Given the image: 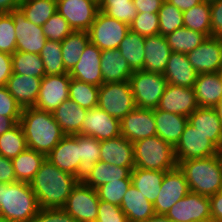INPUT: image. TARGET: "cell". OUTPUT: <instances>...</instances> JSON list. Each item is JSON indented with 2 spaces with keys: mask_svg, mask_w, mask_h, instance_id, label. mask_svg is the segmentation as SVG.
I'll list each match as a JSON object with an SVG mask.
<instances>
[{
  "mask_svg": "<svg viewBox=\"0 0 222 222\" xmlns=\"http://www.w3.org/2000/svg\"><path fill=\"white\" fill-rule=\"evenodd\" d=\"M13 73L12 55L0 52V86H6Z\"/></svg>",
  "mask_w": 222,
  "mask_h": 222,
  "instance_id": "obj_55",
  "label": "cell"
},
{
  "mask_svg": "<svg viewBox=\"0 0 222 222\" xmlns=\"http://www.w3.org/2000/svg\"><path fill=\"white\" fill-rule=\"evenodd\" d=\"M172 52L187 54L197 48L207 36L201 32L181 27L165 36Z\"/></svg>",
  "mask_w": 222,
  "mask_h": 222,
  "instance_id": "obj_37",
  "label": "cell"
},
{
  "mask_svg": "<svg viewBox=\"0 0 222 222\" xmlns=\"http://www.w3.org/2000/svg\"><path fill=\"white\" fill-rule=\"evenodd\" d=\"M27 149L26 138L18 123L11 130L0 136V155L12 159Z\"/></svg>",
  "mask_w": 222,
  "mask_h": 222,
  "instance_id": "obj_45",
  "label": "cell"
},
{
  "mask_svg": "<svg viewBox=\"0 0 222 222\" xmlns=\"http://www.w3.org/2000/svg\"><path fill=\"white\" fill-rule=\"evenodd\" d=\"M183 23L187 29L201 32L211 37V11L210 4L201 2L183 12Z\"/></svg>",
  "mask_w": 222,
  "mask_h": 222,
  "instance_id": "obj_40",
  "label": "cell"
},
{
  "mask_svg": "<svg viewBox=\"0 0 222 222\" xmlns=\"http://www.w3.org/2000/svg\"><path fill=\"white\" fill-rule=\"evenodd\" d=\"M98 107L119 120L136 108L129 81L103 83L99 87Z\"/></svg>",
  "mask_w": 222,
  "mask_h": 222,
  "instance_id": "obj_7",
  "label": "cell"
},
{
  "mask_svg": "<svg viewBox=\"0 0 222 222\" xmlns=\"http://www.w3.org/2000/svg\"><path fill=\"white\" fill-rule=\"evenodd\" d=\"M186 55L198 74L220 72L222 71V37H207Z\"/></svg>",
  "mask_w": 222,
  "mask_h": 222,
  "instance_id": "obj_16",
  "label": "cell"
},
{
  "mask_svg": "<svg viewBox=\"0 0 222 222\" xmlns=\"http://www.w3.org/2000/svg\"><path fill=\"white\" fill-rule=\"evenodd\" d=\"M12 65L15 74L41 79L46 75L43 61L38 54L16 51L12 54Z\"/></svg>",
  "mask_w": 222,
  "mask_h": 222,
  "instance_id": "obj_41",
  "label": "cell"
},
{
  "mask_svg": "<svg viewBox=\"0 0 222 222\" xmlns=\"http://www.w3.org/2000/svg\"><path fill=\"white\" fill-rule=\"evenodd\" d=\"M14 20L16 32V51L40 54L48 40L45 37L43 27L35 25L18 8L9 12Z\"/></svg>",
  "mask_w": 222,
  "mask_h": 222,
  "instance_id": "obj_14",
  "label": "cell"
},
{
  "mask_svg": "<svg viewBox=\"0 0 222 222\" xmlns=\"http://www.w3.org/2000/svg\"><path fill=\"white\" fill-rule=\"evenodd\" d=\"M89 42L87 31H72L62 42V56L65 69L69 72L78 62Z\"/></svg>",
  "mask_w": 222,
  "mask_h": 222,
  "instance_id": "obj_38",
  "label": "cell"
},
{
  "mask_svg": "<svg viewBox=\"0 0 222 222\" xmlns=\"http://www.w3.org/2000/svg\"><path fill=\"white\" fill-rule=\"evenodd\" d=\"M166 1L174 5L182 12L189 10L193 6H196L201 2H203L202 0H166Z\"/></svg>",
  "mask_w": 222,
  "mask_h": 222,
  "instance_id": "obj_59",
  "label": "cell"
},
{
  "mask_svg": "<svg viewBox=\"0 0 222 222\" xmlns=\"http://www.w3.org/2000/svg\"><path fill=\"white\" fill-rule=\"evenodd\" d=\"M19 9L26 19L43 26L57 12V0H21Z\"/></svg>",
  "mask_w": 222,
  "mask_h": 222,
  "instance_id": "obj_39",
  "label": "cell"
},
{
  "mask_svg": "<svg viewBox=\"0 0 222 222\" xmlns=\"http://www.w3.org/2000/svg\"><path fill=\"white\" fill-rule=\"evenodd\" d=\"M99 87L74 78L69 83V98L87 110L98 107Z\"/></svg>",
  "mask_w": 222,
  "mask_h": 222,
  "instance_id": "obj_42",
  "label": "cell"
},
{
  "mask_svg": "<svg viewBox=\"0 0 222 222\" xmlns=\"http://www.w3.org/2000/svg\"><path fill=\"white\" fill-rule=\"evenodd\" d=\"M211 208V220L222 222V188L212 196H209Z\"/></svg>",
  "mask_w": 222,
  "mask_h": 222,
  "instance_id": "obj_58",
  "label": "cell"
},
{
  "mask_svg": "<svg viewBox=\"0 0 222 222\" xmlns=\"http://www.w3.org/2000/svg\"><path fill=\"white\" fill-rule=\"evenodd\" d=\"M41 78L12 73L6 87L23 108L34 107L41 87Z\"/></svg>",
  "mask_w": 222,
  "mask_h": 222,
  "instance_id": "obj_26",
  "label": "cell"
},
{
  "mask_svg": "<svg viewBox=\"0 0 222 222\" xmlns=\"http://www.w3.org/2000/svg\"><path fill=\"white\" fill-rule=\"evenodd\" d=\"M175 222H206L211 220L208 196L189 192L177 201L165 214Z\"/></svg>",
  "mask_w": 222,
  "mask_h": 222,
  "instance_id": "obj_11",
  "label": "cell"
},
{
  "mask_svg": "<svg viewBox=\"0 0 222 222\" xmlns=\"http://www.w3.org/2000/svg\"><path fill=\"white\" fill-rule=\"evenodd\" d=\"M40 207L30 183H0V216L11 222H31Z\"/></svg>",
  "mask_w": 222,
  "mask_h": 222,
  "instance_id": "obj_4",
  "label": "cell"
},
{
  "mask_svg": "<svg viewBox=\"0 0 222 222\" xmlns=\"http://www.w3.org/2000/svg\"><path fill=\"white\" fill-rule=\"evenodd\" d=\"M206 222H220V221H213V220H209V221H206Z\"/></svg>",
  "mask_w": 222,
  "mask_h": 222,
  "instance_id": "obj_67",
  "label": "cell"
},
{
  "mask_svg": "<svg viewBox=\"0 0 222 222\" xmlns=\"http://www.w3.org/2000/svg\"><path fill=\"white\" fill-rule=\"evenodd\" d=\"M46 159L60 170L75 176L80 165L79 134L65 135Z\"/></svg>",
  "mask_w": 222,
  "mask_h": 222,
  "instance_id": "obj_21",
  "label": "cell"
},
{
  "mask_svg": "<svg viewBox=\"0 0 222 222\" xmlns=\"http://www.w3.org/2000/svg\"><path fill=\"white\" fill-rule=\"evenodd\" d=\"M99 202L96 189L78 182L73 187L63 209L77 222H96Z\"/></svg>",
  "mask_w": 222,
  "mask_h": 222,
  "instance_id": "obj_9",
  "label": "cell"
},
{
  "mask_svg": "<svg viewBox=\"0 0 222 222\" xmlns=\"http://www.w3.org/2000/svg\"><path fill=\"white\" fill-rule=\"evenodd\" d=\"M164 0H133L137 13H158Z\"/></svg>",
  "mask_w": 222,
  "mask_h": 222,
  "instance_id": "obj_57",
  "label": "cell"
},
{
  "mask_svg": "<svg viewBox=\"0 0 222 222\" xmlns=\"http://www.w3.org/2000/svg\"><path fill=\"white\" fill-rule=\"evenodd\" d=\"M99 11L93 0H57V12L73 31H88Z\"/></svg>",
  "mask_w": 222,
  "mask_h": 222,
  "instance_id": "obj_13",
  "label": "cell"
},
{
  "mask_svg": "<svg viewBox=\"0 0 222 222\" xmlns=\"http://www.w3.org/2000/svg\"><path fill=\"white\" fill-rule=\"evenodd\" d=\"M81 135L91 136L99 141L119 137L120 120L99 107L89 109L82 123Z\"/></svg>",
  "mask_w": 222,
  "mask_h": 222,
  "instance_id": "obj_18",
  "label": "cell"
},
{
  "mask_svg": "<svg viewBox=\"0 0 222 222\" xmlns=\"http://www.w3.org/2000/svg\"><path fill=\"white\" fill-rule=\"evenodd\" d=\"M133 151L136 168L170 171L177 167L174 147L158 135L134 142Z\"/></svg>",
  "mask_w": 222,
  "mask_h": 222,
  "instance_id": "obj_5",
  "label": "cell"
},
{
  "mask_svg": "<svg viewBox=\"0 0 222 222\" xmlns=\"http://www.w3.org/2000/svg\"><path fill=\"white\" fill-rule=\"evenodd\" d=\"M21 0H0V13H9L18 9Z\"/></svg>",
  "mask_w": 222,
  "mask_h": 222,
  "instance_id": "obj_61",
  "label": "cell"
},
{
  "mask_svg": "<svg viewBox=\"0 0 222 222\" xmlns=\"http://www.w3.org/2000/svg\"><path fill=\"white\" fill-rule=\"evenodd\" d=\"M198 107L194 88L167 84L157 108L188 117Z\"/></svg>",
  "mask_w": 222,
  "mask_h": 222,
  "instance_id": "obj_19",
  "label": "cell"
},
{
  "mask_svg": "<svg viewBox=\"0 0 222 222\" xmlns=\"http://www.w3.org/2000/svg\"><path fill=\"white\" fill-rule=\"evenodd\" d=\"M131 184V179H121L101 185L96 188L98 198L102 201L120 206L123 196Z\"/></svg>",
  "mask_w": 222,
  "mask_h": 222,
  "instance_id": "obj_47",
  "label": "cell"
},
{
  "mask_svg": "<svg viewBox=\"0 0 222 222\" xmlns=\"http://www.w3.org/2000/svg\"><path fill=\"white\" fill-rule=\"evenodd\" d=\"M80 165L75 174L78 182H83L100 161V141L91 136L79 134Z\"/></svg>",
  "mask_w": 222,
  "mask_h": 222,
  "instance_id": "obj_34",
  "label": "cell"
},
{
  "mask_svg": "<svg viewBox=\"0 0 222 222\" xmlns=\"http://www.w3.org/2000/svg\"><path fill=\"white\" fill-rule=\"evenodd\" d=\"M17 182L14 173L12 160L0 155V183H15Z\"/></svg>",
  "mask_w": 222,
  "mask_h": 222,
  "instance_id": "obj_56",
  "label": "cell"
},
{
  "mask_svg": "<svg viewBox=\"0 0 222 222\" xmlns=\"http://www.w3.org/2000/svg\"><path fill=\"white\" fill-rule=\"evenodd\" d=\"M129 30L128 24L109 17L99 10L87 32L89 41L103 51L118 49Z\"/></svg>",
  "mask_w": 222,
  "mask_h": 222,
  "instance_id": "obj_8",
  "label": "cell"
},
{
  "mask_svg": "<svg viewBox=\"0 0 222 222\" xmlns=\"http://www.w3.org/2000/svg\"><path fill=\"white\" fill-rule=\"evenodd\" d=\"M137 108L157 109L168 82L161 73L136 70L129 79Z\"/></svg>",
  "mask_w": 222,
  "mask_h": 222,
  "instance_id": "obj_6",
  "label": "cell"
},
{
  "mask_svg": "<svg viewBox=\"0 0 222 222\" xmlns=\"http://www.w3.org/2000/svg\"><path fill=\"white\" fill-rule=\"evenodd\" d=\"M211 36L222 37V0L210 4Z\"/></svg>",
  "mask_w": 222,
  "mask_h": 222,
  "instance_id": "obj_54",
  "label": "cell"
},
{
  "mask_svg": "<svg viewBox=\"0 0 222 222\" xmlns=\"http://www.w3.org/2000/svg\"><path fill=\"white\" fill-rule=\"evenodd\" d=\"M100 68L103 83L129 81L134 72L119 49L103 50Z\"/></svg>",
  "mask_w": 222,
  "mask_h": 222,
  "instance_id": "obj_28",
  "label": "cell"
},
{
  "mask_svg": "<svg viewBox=\"0 0 222 222\" xmlns=\"http://www.w3.org/2000/svg\"><path fill=\"white\" fill-rule=\"evenodd\" d=\"M101 50L90 41L84 48L79 62L68 72L71 78L100 87L103 84Z\"/></svg>",
  "mask_w": 222,
  "mask_h": 222,
  "instance_id": "obj_20",
  "label": "cell"
},
{
  "mask_svg": "<svg viewBox=\"0 0 222 222\" xmlns=\"http://www.w3.org/2000/svg\"><path fill=\"white\" fill-rule=\"evenodd\" d=\"M168 84L193 88L198 73L184 53L172 52L163 73Z\"/></svg>",
  "mask_w": 222,
  "mask_h": 222,
  "instance_id": "obj_27",
  "label": "cell"
},
{
  "mask_svg": "<svg viewBox=\"0 0 222 222\" xmlns=\"http://www.w3.org/2000/svg\"><path fill=\"white\" fill-rule=\"evenodd\" d=\"M69 73L45 75L41 81L35 108L53 112L63 101L69 98Z\"/></svg>",
  "mask_w": 222,
  "mask_h": 222,
  "instance_id": "obj_15",
  "label": "cell"
},
{
  "mask_svg": "<svg viewBox=\"0 0 222 222\" xmlns=\"http://www.w3.org/2000/svg\"><path fill=\"white\" fill-rule=\"evenodd\" d=\"M39 56L43 61L46 75L68 73L64 67L61 42L47 40Z\"/></svg>",
  "mask_w": 222,
  "mask_h": 222,
  "instance_id": "obj_43",
  "label": "cell"
},
{
  "mask_svg": "<svg viewBox=\"0 0 222 222\" xmlns=\"http://www.w3.org/2000/svg\"><path fill=\"white\" fill-rule=\"evenodd\" d=\"M135 167H119L106 162L98 161L89 176L83 181L85 185L98 188L111 181L131 179V171Z\"/></svg>",
  "mask_w": 222,
  "mask_h": 222,
  "instance_id": "obj_32",
  "label": "cell"
},
{
  "mask_svg": "<svg viewBox=\"0 0 222 222\" xmlns=\"http://www.w3.org/2000/svg\"><path fill=\"white\" fill-rule=\"evenodd\" d=\"M120 133L132 143L157 135L153 110L136 107L120 120Z\"/></svg>",
  "mask_w": 222,
  "mask_h": 222,
  "instance_id": "obj_17",
  "label": "cell"
},
{
  "mask_svg": "<svg viewBox=\"0 0 222 222\" xmlns=\"http://www.w3.org/2000/svg\"><path fill=\"white\" fill-rule=\"evenodd\" d=\"M22 107L9 93L6 86H0V115L10 118H21Z\"/></svg>",
  "mask_w": 222,
  "mask_h": 222,
  "instance_id": "obj_51",
  "label": "cell"
},
{
  "mask_svg": "<svg viewBox=\"0 0 222 222\" xmlns=\"http://www.w3.org/2000/svg\"><path fill=\"white\" fill-rule=\"evenodd\" d=\"M145 37L129 30L118 49L133 71L143 70L145 59Z\"/></svg>",
  "mask_w": 222,
  "mask_h": 222,
  "instance_id": "obj_36",
  "label": "cell"
},
{
  "mask_svg": "<svg viewBox=\"0 0 222 222\" xmlns=\"http://www.w3.org/2000/svg\"><path fill=\"white\" fill-rule=\"evenodd\" d=\"M190 192L184 173L177 166L166 171L161 189L153 204L155 214H166L180 199Z\"/></svg>",
  "mask_w": 222,
  "mask_h": 222,
  "instance_id": "obj_12",
  "label": "cell"
},
{
  "mask_svg": "<svg viewBox=\"0 0 222 222\" xmlns=\"http://www.w3.org/2000/svg\"><path fill=\"white\" fill-rule=\"evenodd\" d=\"M145 59L143 71L163 74L172 53L165 36L161 34L145 37Z\"/></svg>",
  "mask_w": 222,
  "mask_h": 222,
  "instance_id": "obj_25",
  "label": "cell"
},
{
  "mask_svg": "<svg viewBox=\"0 0 222 222\" xmlns=\"http://www.w3.org/2000/svg\"><path fill=\"white\" fill-rule=\"evenodd\" d=\"M45 159L46 155L43 153L28 148L17 157L12 158L16 180L30 183Z\"/></svg>",
  "mask_w": 222,
  "mask_h": 222,
  "instance_id": "obj_35",
  "label": "cell"
},
{
  "mask_svg": "<svg viewBox=\"0 0 222 222\" xmlns=\"http://www.w3.org/2000/svg\"><path fill=\"white\" fill-rule=\"evenodd\" d=\"M93 1H95L97 4L101 2V0H93Z\"/></svg>",
  "mask_w": 222,
  "mask_h": 222,
  "instance_id": "obj_66",
  "label": "cell"
},
{
  "mask_svg": "<svg viewBox=\"0 0 222 222\" xmlns=\"http://www.w3.org/2000/svg\"><path fill=\"white\" fill-rule=\"evenodd\" d=\"M193 88L199 107L215 108L222 101V71L198 74Z\"/></svg>",
  "mask_w": 222,
  "mask_h": 222,
  "instance_id": "obj_24",
  "label": "cell"
},
{
  "mask_svg": "<svg viewBox=\"0 0 222 222\" xmlns=\"http://www.w3.org/2000/svg\"><path fill=\"white\" fill-rule=\"evenodd\" d=\"M19 124L24 132L27 148L46 156L65 136L52 112L35 107L22 109Z\"/></svg>",
  "mask_w": 222,
  "mask_h": 222,
  "instance_id": "obj_2",
  "label": "cell"
},
{
  "mask_svg": "<svg viewBox=\"0 0 222 222\" xmlns=\"http://www.w3.org/2000/svg\"><path fill=\"white\" fill-rule=\"evenodd\" d=\"M189 190L204 196L215 195L222 188V154L177 161Z\"/></svg>",
  "mask_w": 222,
  "mask_h": 222,
  "instance_id": "obj_3",
  "label": "cell"
},
{
  "mask_svg": "<svg viewBox=\"0 0 222 222\" xmlns=\"http://www.w3.org/2000/svg\"><path fill=\"white\" fill-rule=\"evenodd\" d=\"M157 135L173 147L179 142L184 128L188 123V117L162 110L153 109Z\"/></svg>",
  "mask_w": 222,
  "mask_h": 222,
  "instance_id": "obj_29",
  "label": "cell"
},
{
  "mask_svg": "<svg viewBox=\"0 0 222 222\" xmlns=\"http://www.w3.org/2000/svg\"><path fill=\"white\" fill-rule=\"evenodd\" d=\"M16 32L14 20L10 13H0V52H16Z\"/></svg>",
  "mask_w": 222,
  "mask_h": 222,
  "instance_id": "obj_48",
  "label": "cell"
},
{
  "mask_svg": "<svg viewBox=\"0 0 222 222\" xmlns=\"http://www.w3.org/2000/svg\"><path fill=\"white\" fill-rule=\"evenodd\" d=\"M96 222H128L120 206L100 200Z\"/></svg>",
  "mask_w": 222,
  "mask_h": 222,
  "instance_id": "obj_52",
  "label": "cell"
},
{
  "mask_svg": "<svg viewBox=\"0 0 222 222\" xmlns=\"http://www.w3.org/2000/svg\"><path fill=\"white\" fill-rule=\"evenodd\" d=\"M159 16V34L166 36L174 32L176 29L184 27L183 12L170 4L166 0L163 1Z\"/></svg>",
  "mask_w": 222,
  "mask_h": 222,
  "instance_id": "obj_46",
  "label": "cell"
},
{
  "mask_svg": "<svg viewBox=\"0 0 222 222\" xmlns=\"http://www.w3.org/2000/svg\"><path fill=\"white\" fill-rule=\"evenodd\" d=\"M188 123L222 150V122L215 108L198 107L188 116Z\"/></svg>",
  "mask_w": 222,
  "mask_h": 222,
  "instance_id": "obj_23",
  "label": "cell"
},
{
  "mask_svg": "<svg viewBox=\"0 0 222 222\" xmlns=\"http://www.w3.org/2000/svg\"><path fill=\"white\" fill-rule=\"evenodd\" d=\"M53 117L65 135L81 134V128L87 109L68 98L63 101L53 112Z\"/></svg>",
  "mask_w": 222,
  "mask_h": 222,
  "instance_id": "obj_30",
  "label": "cell"
},
{
  "mask_svg": "<svg viewBox=\"0 0 222 222\" xmlns=\"http://www.w3.org/2000/svg\"><path fill=\"white\" fill-rule=\"evenodd\" d=\"M78 183L75 176L60 170L48 159L30 182L41 209L63 208L73 187Z\"/></svg>",
  "mask_w": 222,
  "mask_h": 222,
  "instance_id": "obj_1",
  "label": "cell"
},
{
  "mask_svg": "<svg viewBox=\"0 0 222 222\" xmlns=\"http://www.w3.org/2000/svg\"><path fill=\"white\" fill-rule=\"evenodd\" d=\"M202 1L206 2L208 4H212V3L216 2V1H219V0H202Z\"/></svg>",
  "mask_w": 222,
  "mask_h": 222,
  "instance_id": "obj_64",
  "label": "cell"
},
{
  "mask_svg": "<svg viewBox=\"0 0 222 222\" xmlns=\"http://www.w3.org/2000/svg\"><path fill=\"white\" fill-rule=\"evenodd\" d=\"M144 222H175L164 214H154Z\"/></svg>",
  "mask_w": 222,
  "mask_h": 222,
  "instance_id": "obj_62",
  "label": "cell"
},
{
  "mask_svg": "<svg viewBox=\"0 0 222 222\" xmlns=\"http://www.w3.org/2000/svg\"><path fill=\"white\" fill-rule=\"evenodd\" d=\"M176 161L206 158L220 154V150L189 123L177 145L174 147Z\"/></svg>",
  "mask_w": 222,
  "mask_h": 222,
  "instance_id": "obj_10",
  "label": "cell"
},
{
  "mask_svg": "<svg viewBox=\"0 0 222 222\" xmlns=\"http://www.w3.org/2000/svg\"><path fill=\"white\" fill-rule=\"evenodd\" d=\"M0 222H11V221L0 216Z\"/></svg>",
  "mask_w": 222,
  "mask_h": 222,
  "instance_id": "obj_65",
  "label": "cell"
},
{
  "mask_svg": "<svg viewBox=\"0 0 222 222\" xmlns=\"http://www.w3.org/2000/svg\"><path fill=\"white\" fill-rule=\"evenodd\" d=\"M42 27L45 37L56 42H62L73 31L58 12L53 14Z\"/></svg>",
  "mask_w": 222,
  "mask_h": 222,
  "instance_id": "obj_50",
  "label": "cell"
},
{
  "mask_svg": "<svg viewBox=\"0 0 222 222\" xmlns=\"http://www.w3.org/2000/svg\"><path fill=\"white\" fill-rule=\"evenodd\" d=\"M100 161L119 167H135L133 143L122 135L100 141Z\"/></svg>",
  "mask_w": 222,
  "mask_h": 222,
  "instance_id": "obj_22",
  "label": "cell"
},
{
  "mask_svg": "<svg viewBox=\"0 0 222 222\" xmlns=\"http://www.w3.org/2000/svg\"><path fill=\"white\" fill-rule=\"evenodd\" d=\"M20 118H10L0 115V136L19 123Z\"/></svg>",
  "mask_w": 222,
  "mask_h": 222,
  "instance_id": "obj_60",
  "label": "cell"
},
{
  "mask_svg": "<svg viewBox=\"0 0 222 222\" xmlns=\"http://www.w3.org/2000/svg\"><path fill=\"white\" fill-rule=\"evenodd\" d=\"M215 110L219 116L220 121L222 122V101L215 107Z\"/></svg>",
  "mask_w": 222,
  "mask_h": 222,
  "instance_id": "obj_63",
  "label": "cell"
},
{
  "mask_svg": "<svg viewBox=\"0 0 222 222\" xmlns=\"http://www.w3.org/2000/svg\"><path fill=\"white\" fill-rule=\"evenodd\" d=\"M129 28L143 37L159 34L158 13H137Z\"/></svg>",
  "mask_w": 222,
  "mask_h": 222,
  "instance_id": "obj_49",
  "label": "cell"
},
{
  "mask_svg": "<svg viewBox=\"0 0 222 222\" xmlns=\"http://www.w3.org/2000/svg\"><path fill=\"white\" fill-rule=\"evenodd\" d=\"M166 171H154L134 168L131 171L132 185H134L152 204L161 189L162 180Z\"/></svg>",
  "mask_w": 222,
  "mask_h": 222,
  "instance_id": "obj_33",
  "label": "cell"
},
{
  "mask_svg": "<svg viewBox=\"0 0 222 222\" xmlns=\"http://www.w3.org/2000/svg\"><path fill=\"white\" fill-rule=\"evenodd\" d=\"M99 10L109 17L128 25L137 16V9L133 0H101Z\"/></svg>",
  "mask_w": 222,
  "mask_h": 222,
  "instance_id": "obj_44",
  "label": "cell"
},
{
  "mask_svg": "<svg viewBox=\"0 0 222 222\" xmlns=\"http://www.w3.org/2000/svg\"><path fill=\"white\" fill-rule=\"evenodd\" d=\"M120 208L128 222H144L155 214L153 204L132 184L124 194Z\"/></svg>",
  "mask_w": 222,
  "mask_h": 222,
  "instance_id": "obj_31",
  "label": "cell"
},
{
  "mask_svg": "<svg viewBox=\"0 0 222 222\" xmlns=\"http://www.w3.org/2000/svg\"><path fill=\"white\" fill-rule=\"evenodd\" d=\"M31 222H77L63 208L39 209Z\"/></svg>",
  "mask_w": 222,
  "mask_h": 222,
  "instance_id": "obj_53",
  "label": "cell"
}]
</instances>
